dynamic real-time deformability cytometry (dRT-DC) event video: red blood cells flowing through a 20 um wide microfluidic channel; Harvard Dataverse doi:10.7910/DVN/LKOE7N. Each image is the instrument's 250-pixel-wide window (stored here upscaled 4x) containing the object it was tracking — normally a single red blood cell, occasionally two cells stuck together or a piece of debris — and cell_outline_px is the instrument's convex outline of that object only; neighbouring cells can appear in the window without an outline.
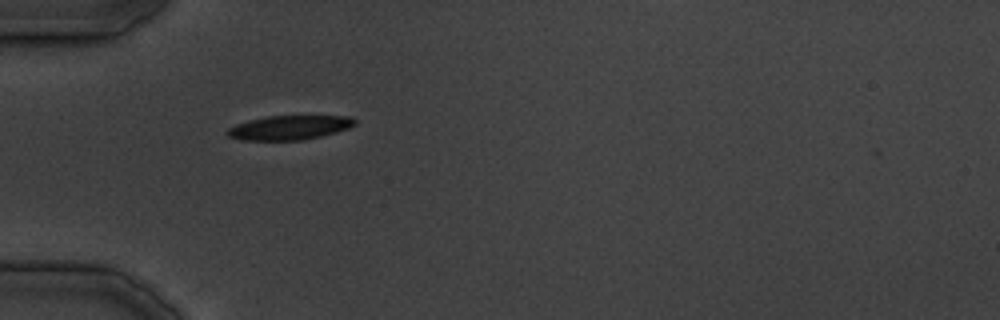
{"species": "common noctule bat (a hibernating species)", "species_latin": "Nyctalus noctula", "temperature_condition": "cold", "stored_images_in_passage": 22, "camera_frame_rate_fps": 3000, "um_per_image_px": 0.085, "animal": {"sex": "male", "body_mass_g": 19.5, "forearm_length_mm": 54.6}, "frame": {"image": 1, "passage_image": 1, "time_ms": 0.0, "image_size_px": [1000, 320], "cell_outline_px": [[356, 124], [348, 128], [336, 132], [304, 140], [244, 140], [228, 136], [224, 132], [228, 128], [236, 124], [248, 120], [264, 116], [352, 116], [356, 120]], "centroid_in_image_um": [24.58, 10.84], "position_along_channel_um": 60.4, "area_um2": 18.09}}
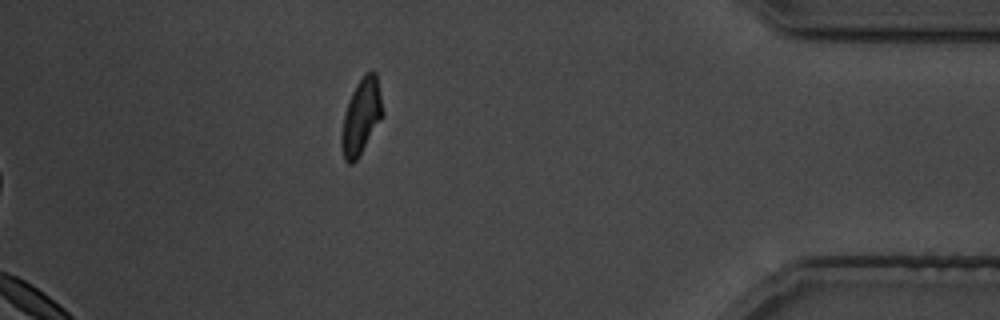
{"frame": {"image": 2, "passage_image": 22, "time_ms": 26.333, "image_size_px": [1000, 320], "cell_outline_px": [[384, 112], [356, 160], [352, 164], [348, 164], [344, 160], [340, 144], [340, 136], [344, 112], [352, 92], [356, 84], [372, 68], [376, 72]], "centroid_in_image_um": [30.67, 9.9], "position_along_channel_um": 404.5, "area_um2": 17.86}}